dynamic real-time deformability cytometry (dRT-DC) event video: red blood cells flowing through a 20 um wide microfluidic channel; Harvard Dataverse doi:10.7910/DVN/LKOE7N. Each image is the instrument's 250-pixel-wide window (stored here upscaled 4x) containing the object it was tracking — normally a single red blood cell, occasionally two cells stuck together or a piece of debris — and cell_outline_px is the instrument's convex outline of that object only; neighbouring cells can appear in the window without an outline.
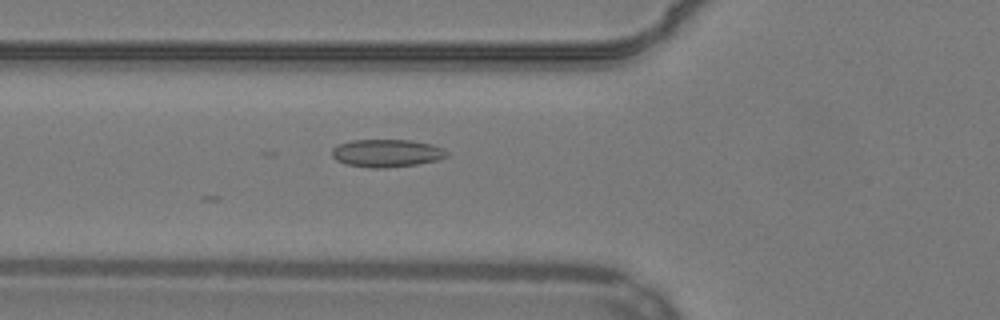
{"species": "common noctule bat (a hibernating species)", "species_latin": "Nyctalus noctula", "temperature_condition": "warm", "stored_images_in_passage": 43, "camera_frame_rate_fps": 3000, "um_per_image_px": 0.085, "animal": {"sex": "male", "body_mass_g": 19.2, "forearm_length_mm": 51.8}, "frame": {"image": 1, "passage_image": 12, "time_ms": 3.667, "image_size_px": [1000, 320], "cell_outline_px": [[448, 156], [436, 160], [416, 164], [384, 168], [368, 168], [344, 164], [336, 160], [332, 156], [332, 148], [340, 144], [352, 140], [412, 140], [432, 144], [444, 148], [448, 152]], "centroid_in_image_um": [32.86, 13.02], "position_along_channel_um": 92.9, "area_um2": 18.67}}
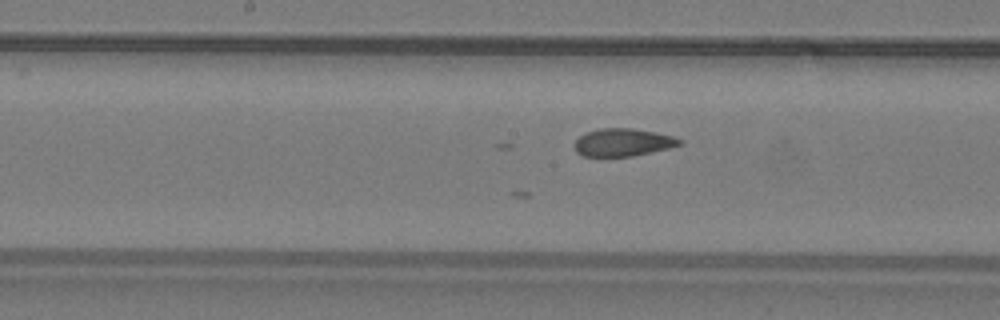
{"frame": {"image": 2, "passage_image": 20, "time_ms": 6.333, "image_size_px": [1000, 320], "cell_outline_px": [[684, 144], [652, 152], [632, 156], [584, 156], [576, 152], [572, 144], [584, 132], [600, 128], [632, 128], [656, 132], [672, 136], [684, 140]], "centroid_in_image_um": [52.94, 12.09], "position_along_channel_um": 195.3, "area_um2": 17.17}}
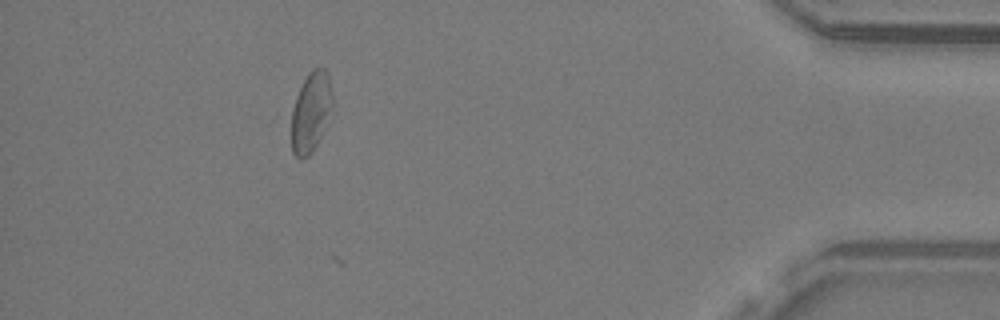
{"frame": {"image": 3, "passage_image": 41, "time_ms": 13.333, "image_size_px": [1000, 320], "cell_outline_px": [[332, 108], [320, 136], [312, 152], [308, 156], [300, 160], [292, 152], [292, 108], [296, 96], [308, 72], [312, 68], [324, 68], [328, 72], [332, 92]], "centroid_in_image_um": [26.42, 9.49], "position_along_channel_um": 408.8, "area_um2": 18.96}}